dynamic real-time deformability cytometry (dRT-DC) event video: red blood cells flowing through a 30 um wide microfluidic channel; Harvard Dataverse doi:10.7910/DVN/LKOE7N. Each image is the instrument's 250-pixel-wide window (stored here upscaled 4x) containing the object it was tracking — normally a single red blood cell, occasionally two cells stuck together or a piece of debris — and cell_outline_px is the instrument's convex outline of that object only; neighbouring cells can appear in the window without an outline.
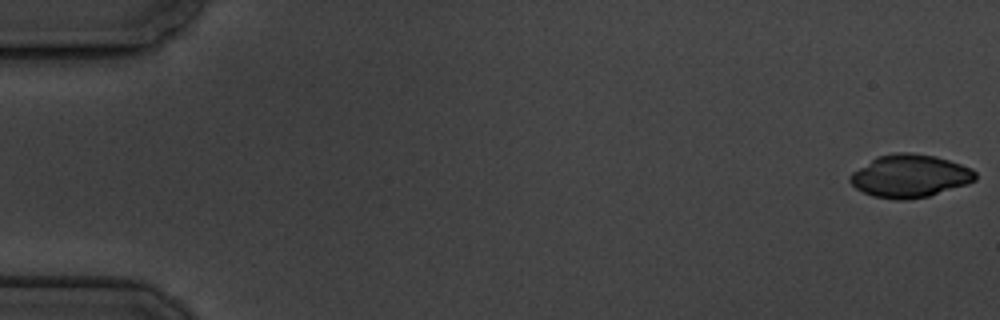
{"species": "common noctule bat (a hibernating species)", "species_latin": "Nyctalus noctula", "temperature_condition": "cold", "stored_images_in_passage": 8, "camera_frame_rate_fps": 3000, "um_per_image_px": 0.085, "animal": {"sex": "male", "body_mass_g": 19.5, "forearm_length_mm": 54.6}, "frame": {"image": 1, "passage_image": 1, "time_ms": 0.0, "image_size_px": [1000, 320], "cell_outline_px": [[976, 180], [968, 184], [928, 196], [904, 200], [896, 200], [876, 196], [864, 192], [856, 188], [848, 180], [848, 176], [852, 172], [876, 156], [896, 152], [912, 152], [936, 156], [972, 168], [976, 172]], "centroid_in_image_um": [77.34, 14.94], "position_along_channel_um": 7.7, "area_um2": 31.33}}